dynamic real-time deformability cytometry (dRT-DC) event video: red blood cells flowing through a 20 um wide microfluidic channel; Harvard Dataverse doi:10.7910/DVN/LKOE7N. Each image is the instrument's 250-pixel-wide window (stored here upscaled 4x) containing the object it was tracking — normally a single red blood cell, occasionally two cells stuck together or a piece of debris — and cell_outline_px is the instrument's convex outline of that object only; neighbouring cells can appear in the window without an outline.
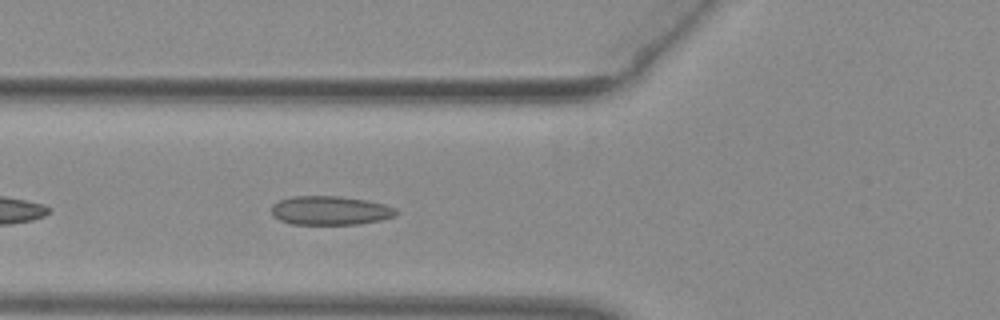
{"species": "common noctule bat (a hibernating species)", "species_latin": "Nyctalus noctula", "temperature_condition": "warm", "stored_images_in_passage": 37, "camera_frame_rate_fps": 3000, "um_per_image_px": 0.085, "animal": {"sex": "female", "body_mass_g": 29.2, "forearm_length_mm": 56.3}, "frame": {"image": 1, "passage_image": 6, "time_ms": 1.667, "image_size_px": [1000, 320], "cell_outline_px": [[400, 212], [392, 216], [380, 220], [360, 224], [292, 224], [280, 220], [272, 216], [272, 204], [280, 200], [292, 196], [340, 196], [368, 200], [384, 204], [396, 208]], "centroid_in_image_um": [28.07, 17.89], "position_along_channel_um": 97.7, "area_um2": 21.1}}
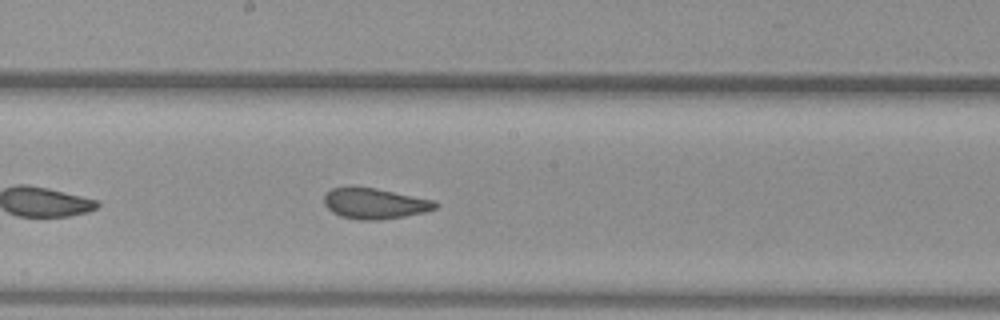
{"frame": {"image": 2, "passage_image": 15, "time_ms": 4.667, "image_size_px": [1000, 320], "cell_outline_px": [[440, 204], [436, 208], [424, 212], [404, 216], [380, 220], [360, 220], [340, 216], [332, 212], [324, 204], [324, 196], [332, 188], [348, 184], [356, 184], [376, 188], [432, 200]], "centroid_in_image_um": [31.79, 17.26], "position_along_channel_um": 216.4, "area_um2": 20.29}}
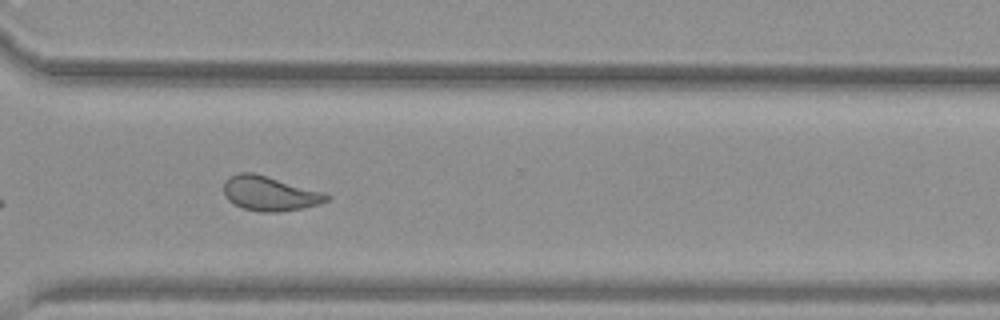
{"frame": {"image": 3, "passage_image": 25, "time_ms": 8.0, "image_size_px": [1000, 320], "cell_outline_px": [[332, 196], [328, 200], [320, 204], [304, 208], [280, 212], [260, 212], [244, 208], [228, 200], [224, 196], [224, 180], [228, 176], [240, 172], [252, 172], [268, 176], [324, 192]], "centroid_in_image_um": [22.93, 16.44], "position_along_channel_um": 347.7, "area_um2": 20.92}, "authors_computed_cell_mechanics": {"area_um2": 20.1144, "velocity_mm_per_s": 3.9464, "shape_relaxation_time_tau1_ms": null, "shape_relaxation_time_tau2_ms": 1.4106, "deformation_change_tau1": null, "deformation_change_tau2": 0.0655}}